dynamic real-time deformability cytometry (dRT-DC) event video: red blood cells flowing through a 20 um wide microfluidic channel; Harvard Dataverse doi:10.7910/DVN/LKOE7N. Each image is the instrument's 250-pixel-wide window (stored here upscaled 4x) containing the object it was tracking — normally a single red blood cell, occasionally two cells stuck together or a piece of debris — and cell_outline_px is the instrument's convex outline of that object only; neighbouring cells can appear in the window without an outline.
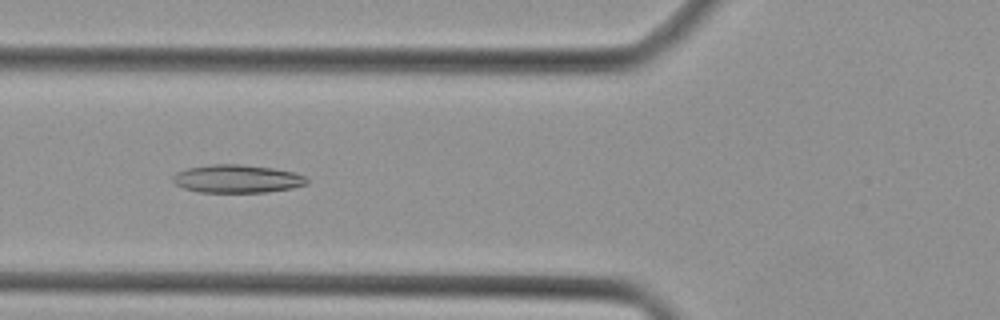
{"species": "Egyptian fruit bat (a non-hibernating species)", "species_latin": "Rousettus aegyptiacus", "temperature_condition": "cold", "stored_images_in_passage": 41, "camera_frame_rate_fps": 3000, "um_per_image_px": 0.085, "animal": {"sex": "female"}, "frame": {"image": 1, "passage_image": 14, "time_ms": 4.333, "image_size_px": [1000, 320], "cell_outline_px": [[308, 184], [292, 188], [264, 192], [200, 192], [184, 188], [176, 184], [172, 180], [172, 176], [176, 172], [188, 168], [212, 164], [240, 164], [272, 168], [296, 172], [304, 176], [308, 180]], "centroid_in_image_um": [20.16, 15.19], "position_along_channel_um": 105.6, "area_um2": 21.91}}
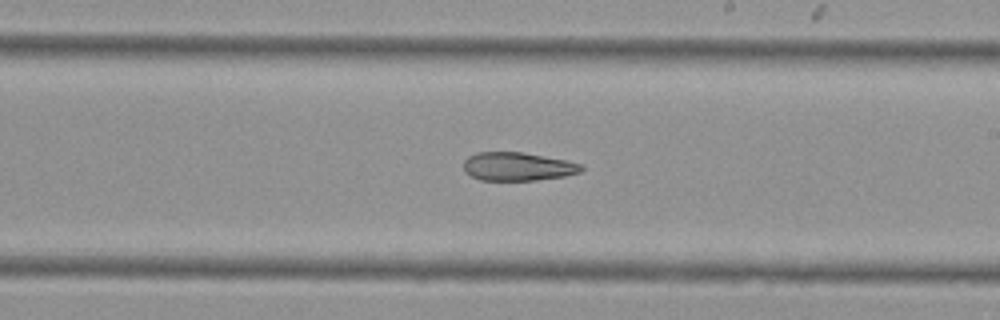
{"frame": {"image": 2, "passage_image": 23, "time_ms": 7.333, "image_size_px": [1000, 320], "cell_outline_px": [[584, 168], [580, 172], [564, 176], [536, 180], [480, 180], [464, 172], [464, 160], [468, 156], [476, 152], [524, 152], [568, 160], [580, 164]], "centroid_in_image_um": [43.99, 14.14], "position_along_channel_um": 245.0, "area_um2": 19.59}}
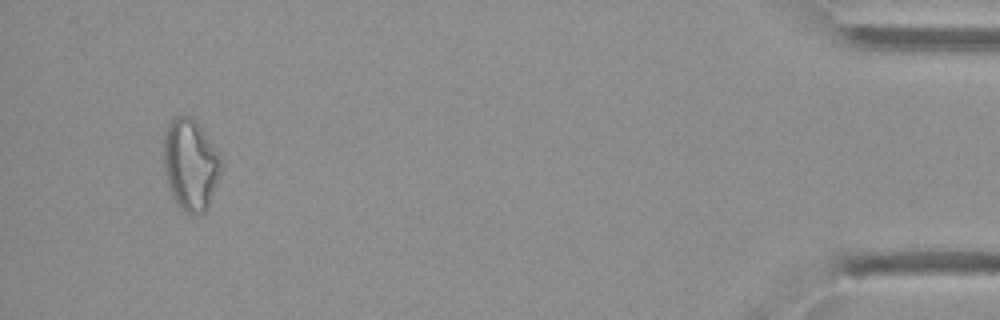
{"frame": {"image": 3, "passage_image": 39, "time_ms": 12.667, "image_size_px": [1000, 320], "cell_outline_px": [[220, 172], [208, 208], [204, 212], [192, 216], [184, 212], [180, 208], [168, 188], [164, 168], [164, 136], [168, 124], [176, 116], [188, 116], [196, 120], [200, 124], [220, 156]], "centroid_in_image_um": [16.18, 14.01], "position_along_channel_um": 419.0, "area_um2": 30.52}}